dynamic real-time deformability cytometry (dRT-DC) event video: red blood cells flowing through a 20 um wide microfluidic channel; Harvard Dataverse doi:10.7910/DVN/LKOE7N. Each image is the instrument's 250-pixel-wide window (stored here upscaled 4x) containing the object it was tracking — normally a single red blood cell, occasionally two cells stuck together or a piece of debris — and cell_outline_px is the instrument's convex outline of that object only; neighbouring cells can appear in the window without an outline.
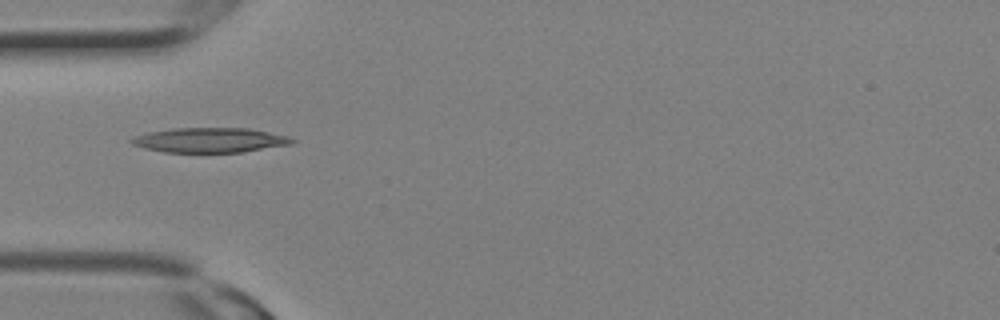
{"species": "Egyptian fruit bat (a non-hibernating species)", "species_latin": "Rousettus aegyptiacus", "temperature_condition": "room temperature", "stored_images_in_passage": 2, "camera_frame_rate_fps": 3000, "um_per_image_px": 0.085, "animal": {"sex": "female"}, "frame": {"image": 1, "passage_image": 2, "time_ms": 0.333, "image_size_px": [1000, 320], "cell_outline_px": [[296, 140], [292, 144], [240, 152], [164, 152], [144, 148], [132, 144], [128, 140], [136, 136], [148, 132], [172, 128], [248, 128], [288, 136]], "centroid_in_image_um": [17.82, 11.91], "position_along_channel_um": 67.2, "area_um2": 23.06}}